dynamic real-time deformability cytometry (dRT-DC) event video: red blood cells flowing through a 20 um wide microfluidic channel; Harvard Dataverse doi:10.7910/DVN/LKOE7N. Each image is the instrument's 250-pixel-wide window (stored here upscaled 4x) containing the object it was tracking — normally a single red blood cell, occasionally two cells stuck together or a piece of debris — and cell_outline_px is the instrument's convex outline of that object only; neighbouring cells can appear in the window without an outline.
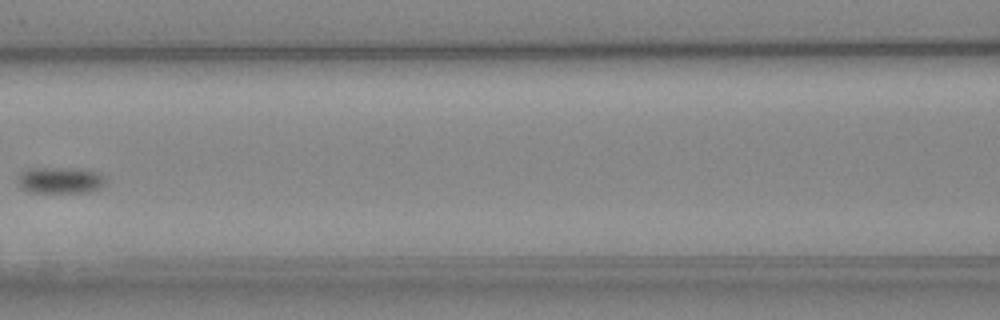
{"species": "Egyptian fruit bat (a non-hibernating species)", "species_latin": "Rousettus aegyptiacus", "temperature_condition": "cold", "stored_images_in_passage": 8, "camera_frame_rate_fps": 3000, "um_per_image_px": 0.085, "animal": {"sex": "female"}, "frame": {"image": 1, "passage_image": 7, "time_ms": 7.0, "image_size_px": [1000, 320], "cell_outline_px": [[104, 184], [100, 188], [88, 192], [28, 192], [20, 188], [16, 184], [16, 176], [20, 172], [28, 168], [88, 168], [100, 172], [104, 176]], "centroid_in_image_um": [5.08, 15.3], "position_along_channel_um": 161.5, "area_um2": 13.99}}
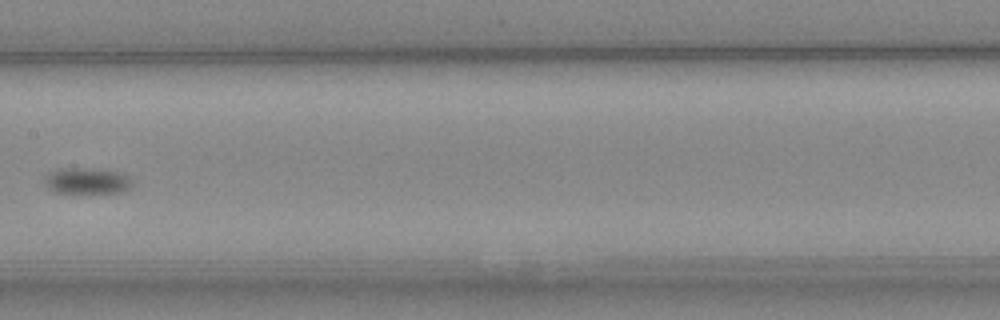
{"frame": {"image": 2, "passage_image": 8, "time_ms": 8.0, "image_size_px": [1000, 320], "cell_outline_px": [[132, 188], [124, 192], [52, 192], [48, 188], [44, 180], [44, 176], [48, 172], [64, 168], [92, 168], [120, 172], [128, 176], [132, 180]], "centroid_in_image_um": [7.41, 15.36], "position_along_channel_um": 200.0, "area_um2": 13.41}}